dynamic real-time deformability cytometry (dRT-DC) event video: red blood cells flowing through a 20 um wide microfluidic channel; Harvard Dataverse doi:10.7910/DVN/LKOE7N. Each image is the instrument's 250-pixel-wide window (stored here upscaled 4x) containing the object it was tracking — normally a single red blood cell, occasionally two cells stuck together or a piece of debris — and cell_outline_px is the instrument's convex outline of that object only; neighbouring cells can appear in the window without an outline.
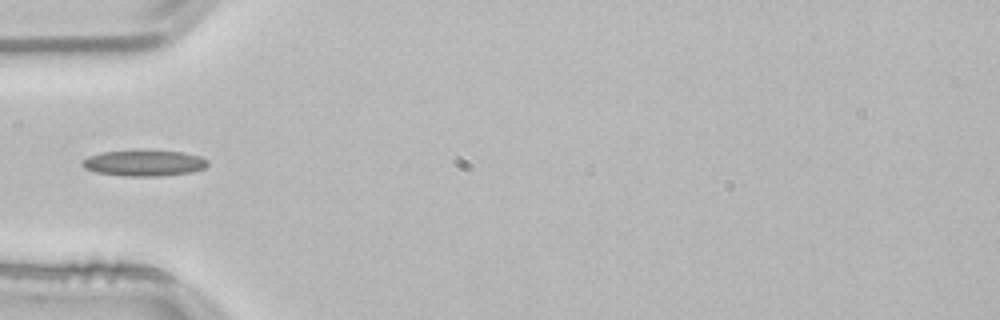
{"species": "common noctule bat (a hibernating species)", "species_latin": "Nyctalus noctula", "temperature_condition": "room temperature", "stored_images_in_passage": 8, "camera_frame_rate_fps": 3000, "um_per_image_px": 0.085, "animal": {"sex": "male", "body_mass_g": 21.5, "forearm_length_mm": 52.0}, "frame": {"image": 1, "passage_image": 1, "time_ms": 0.0, "image_size_px": [1000, 320], "cell_outline_px": [[208, 164], [204, 168], [192, 172], [160, 176], [124, 176], [96, 172], [84, 168], [80, 164], [88, 156], [104, 152], [180, 152], [200, 156], [208, 160]], "centroid_in_image_um": [12.25, 13.89], "position_along_channel_um": 72.7, "area_um2": 18.38}}